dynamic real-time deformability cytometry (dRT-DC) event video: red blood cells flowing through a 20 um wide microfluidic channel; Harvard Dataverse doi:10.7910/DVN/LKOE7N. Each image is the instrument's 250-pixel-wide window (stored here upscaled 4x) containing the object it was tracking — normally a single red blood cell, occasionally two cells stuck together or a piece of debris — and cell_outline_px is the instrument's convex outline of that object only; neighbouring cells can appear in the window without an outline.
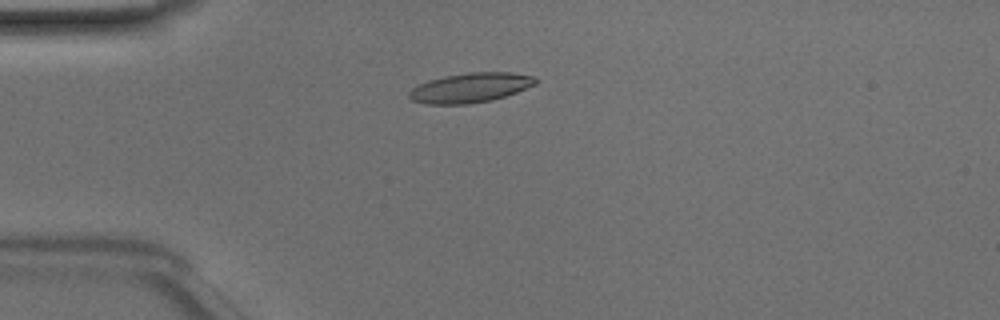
{"species": "Egyptian fruit bat (a non-hibernating species)", "species_latin": "Rousettus aegyptiacus", "temperature_condition": "room temperature", "stored_images_in_passage": 49, "camera_frame_rate_fps": 3000, "um_per_image_px": 0.085, "animal": {"sex": "male"}, "frame": {"image": 1, "passage_image": 13, "time_ms": 4.0, "image_size_px": [1000, 320], "cell_outline_px": [[540, 80], [536, 84], [516, 92], [492, 100], [468, 104], [424, 104], [412, 100], [408, 96], [408, 92], [412, 88], [428, 80], [444, 76], [472, 72], [508, 72], [532, 76]], "centroid_in_image_um": [39.96, 7.46], "position_along_channel_um": 45.0, "area_um2": 21.79}}
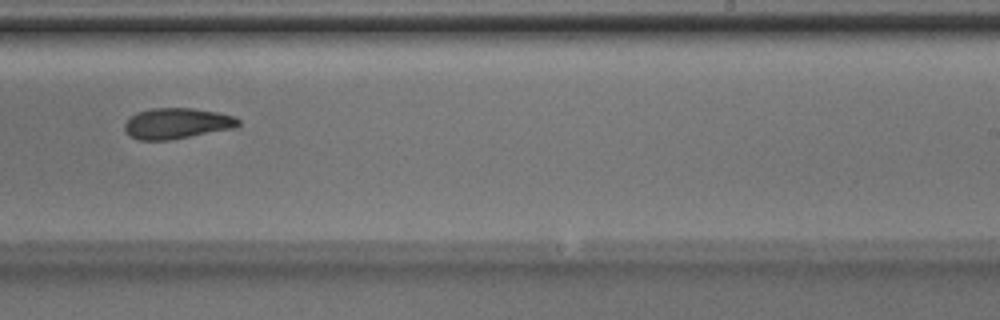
{"frame": {"image": 2, "passage_image": 31, "time_ms": 10.0, "image_size_px": [1000, 320], "cell_outline_px": [[240, 124], [236, 128], [172, 140], [136, 140], [128, 136], [124, 132], [124, 124], [136, 112], [152, 108], [192, 108], [220, 112], [236, 116], [240, 120]], "centroid_in_image_um": [15.05, 10.5], "position_along_channel_um": 273.9, "area_um2": 20.87}}
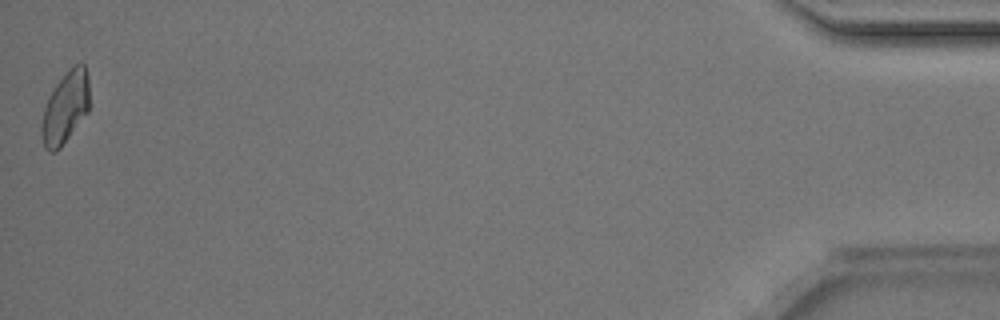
{"frame": {"image": 3, "passage_image": 49, "time_ms": 16.0, "image_size_px": [1000, 320], "cell_outline_px": [[88, 112], [60, 148], [56, 152], [48, 152], [44, 148], [40, 136], [40, 124], [44, 108], [56, 84], [72, 64], [80, 60], [84, 64], [88, 76]], "centroid_in_image_um": [5.53, 9.15], "position_along_channel_um": 429.7, "area_um2": 20.23}, "authors_computed_cell_mechanics": {"area_um2": 20.808, "velocity_mm_per_s": 4.1593, "shape_relaxation_time_tau1_ms": null, "shape_relaxation_time_tau2_ms": 6.2031, "deformation_change_tau1": null, "deformation_change_tau2": 0.1415}}